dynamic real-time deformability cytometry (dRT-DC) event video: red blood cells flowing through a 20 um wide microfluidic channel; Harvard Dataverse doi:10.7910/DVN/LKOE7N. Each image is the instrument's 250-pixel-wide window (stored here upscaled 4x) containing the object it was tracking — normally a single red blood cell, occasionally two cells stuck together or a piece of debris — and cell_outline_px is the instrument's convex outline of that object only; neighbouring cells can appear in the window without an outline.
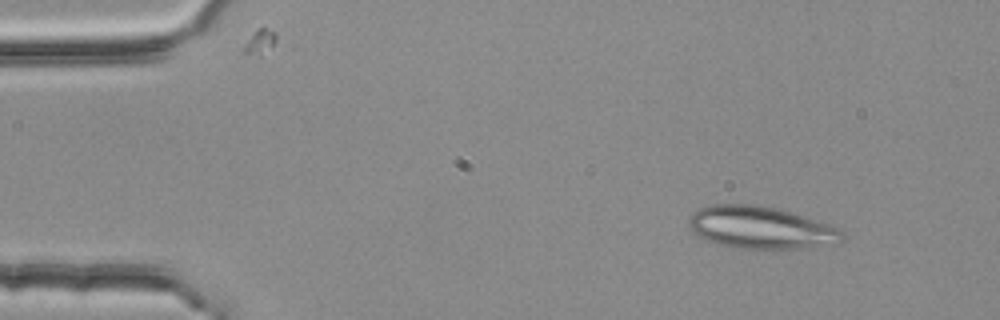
{"species": "common noctule bat (a hibernating species)", "species_latin": "Nyctalus noctula", "temperature_condition": "room temperature", "stored_images_in_passage": 3, "camera_frame_rate_fps": 3000, "um_per_image_px": 0.085, "animal": {"sex": "female", "body_mass_g": 25.1}, "frame": {"image": 1, "passage_image": 1, "time_ms": 0.0, "image_size_px": [1000, 320], "cell_outline_px": [[844, 236], [840, 244], [804, 248], [732, 248], [708, 240], [700, 236], [692, 228], [688, 220], [692, 212], [700, 208], [712, 204], [752, 204], [776, 208], [792, 212], [840, 228], [844, 232]], "centroid_in_image_um": [64.73, 19.34], "position_along_channel_um": 20.3, "area_um2": 37.74}}